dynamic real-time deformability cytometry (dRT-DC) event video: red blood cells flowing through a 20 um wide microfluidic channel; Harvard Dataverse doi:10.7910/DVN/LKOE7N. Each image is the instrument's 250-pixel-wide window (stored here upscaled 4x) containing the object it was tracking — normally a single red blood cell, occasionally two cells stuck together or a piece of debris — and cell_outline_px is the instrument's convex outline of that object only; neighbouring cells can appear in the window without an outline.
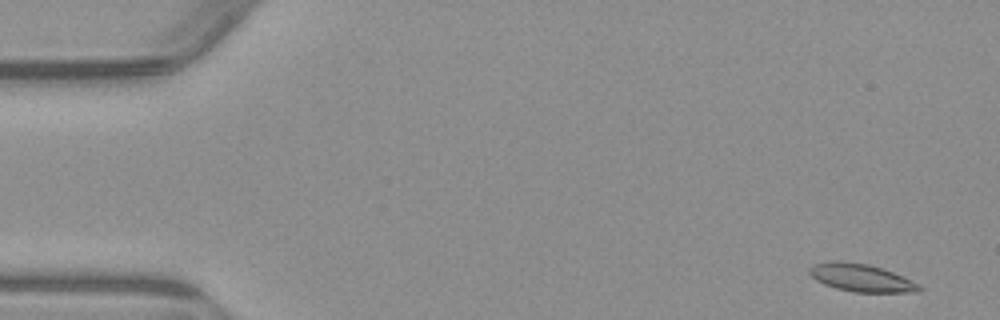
{"species": "common noctule bat (a hibernating species)", "species_latin": "Nyctalus noctula", "temperature_condition": "warm", "stored_images_in_passage": 5, "camera_frame_rate_fps": 3000, "um_per_image_px": 0.085, "animal": {"sex": "male", "body_mass_g": 23.1, "forearm_length_mm": 52.7}, "frame": {"image": 1, "passage_image": 1, "time_ms": 0.0, "image_size_px": [1000, 320], "cell_outline_px": [[924, 288], [920, 292], [852, 292], [836, 288], [824, 284], [816, 280], [808, 272], [808, 268], [812, 264], [832, 260], [840, 260], [868, 264], [892, 272], [920, 284]], "centroid_in_image_um": [73.18, 23.61], "position_along_channel_um": 11.8, "area_um2": 17.86}}
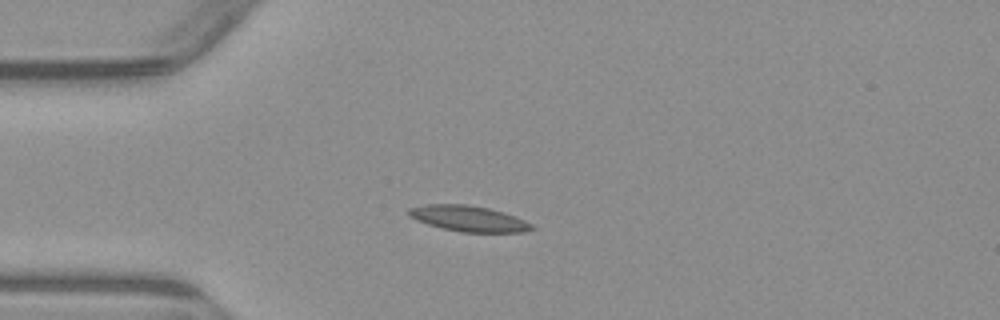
{"frame": {"image": 2, "passage_image": 3, "time_ms": 3.667, "image_size_px": [1000, 320], "cell_outline_px": [[536, 228], [524, 232], [460, 232], [440, 228], [416, 220], [408, 212], [408, 208], [428, 204], [464, 204], [488, 208], [504, 212], [516, 216], [532, 224]], "centroid_in_image_um": [39.86, 18.58], "position_along_channel_um": 45.1, "area_um2": 18.44}}
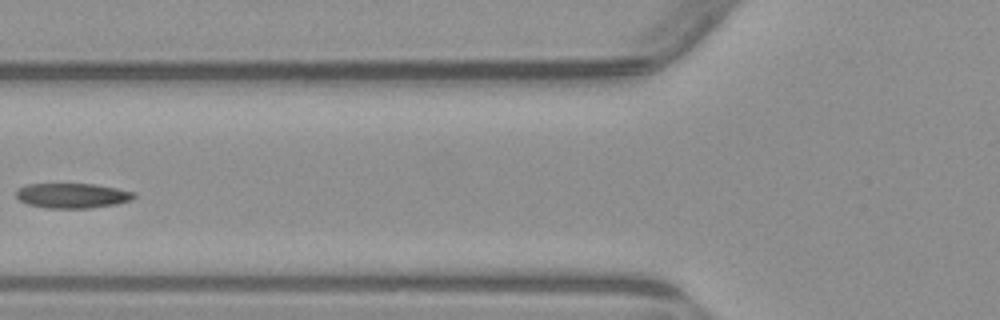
{"frame": {"image": 3, "passage_image": 5, "time_ms": 6.0, "image_size_px": [1000, 320], "cell_outline_px": [[136, 196], [132, 200], [116, 204], [92, 208], [44, 208], [28, 204], [20, 200], [16, 196], [16, 192], [20, 188], [28, 184], [92, 184], [116, 188], [136, 192]], "centroid_in_image_um": [6.18, 16.63], "position_along_channel_um": 119.6, "area_um2": 17.11}}